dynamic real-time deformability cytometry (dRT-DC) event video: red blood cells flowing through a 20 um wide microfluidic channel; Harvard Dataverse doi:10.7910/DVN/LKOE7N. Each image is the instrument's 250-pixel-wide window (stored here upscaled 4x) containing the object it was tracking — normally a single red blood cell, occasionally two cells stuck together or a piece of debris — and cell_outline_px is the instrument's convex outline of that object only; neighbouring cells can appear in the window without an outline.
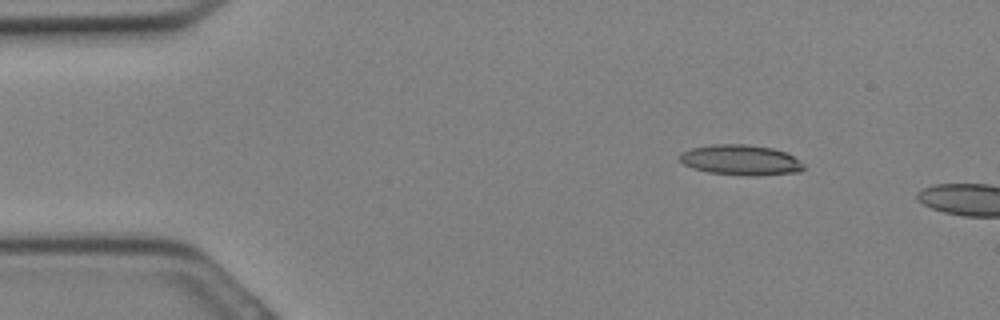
{"species": "Egyptian fruit bat (a non-hibernating species)", "species_latin": "Rousettus aegyptiacus", "temperature_condition": "cold", "stored_images_in_passage": 6, "camera_frame_rate_fps": 3000, "um_per_image_px": 0.085, "animal": {"sex": "female"}, "frame": {"image": 1, "passage_image": 4, "time_ms": 1.0, "image_size_px": [1000, 320], "cell_outline_px": [[804, 168], [800, 172], [756, 176], [748, 176], [708, 172], [692, 168], [684, 164], [680, 160], [680, 152], [688, 148], [712, 144], [744, 144], [772, 148], [784, 152], [792, 156], [804, 164]], "centroid_in_image_um": [62.93, 13.6], "position_along_channel_um": 22.1, "area_um2": 22.02}}